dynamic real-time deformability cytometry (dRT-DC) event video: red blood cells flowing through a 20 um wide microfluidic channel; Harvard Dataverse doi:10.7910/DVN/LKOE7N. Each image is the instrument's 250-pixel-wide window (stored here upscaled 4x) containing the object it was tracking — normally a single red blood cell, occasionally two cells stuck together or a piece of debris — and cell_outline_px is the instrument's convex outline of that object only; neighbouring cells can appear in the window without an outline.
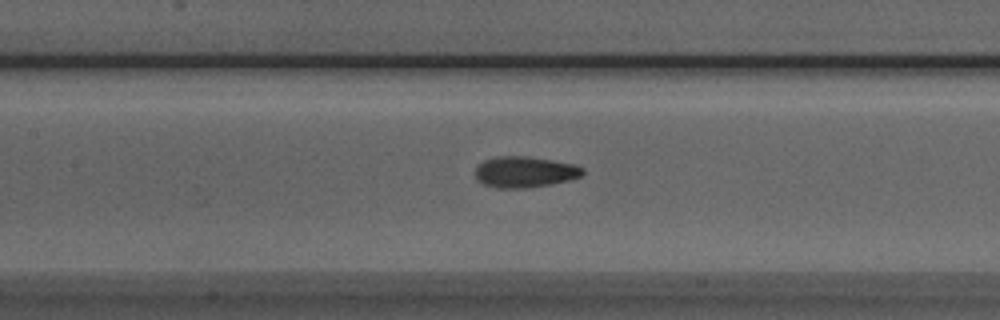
{"species": "Egyptian fruit bat (a non-hibernating species)", "species_latin": "Rousettus aegyptiacus", "temperature_condition": "room temperature", "stored_images_in_passage": 33, "camera_frame_rate_fps": 3000, "um_per_image_px": 0.085, "animal": {"sex": "male"}, "frame": {"image": 1, "passage_image": 11, "time_ms": 3.333, "image_size_px": [1000, 320], "cell_outline_px": [[584, 172], [580, 176], [568, 180], [528, 188], [496, 188], [484, 184], [476, 180], [476, 164], [484, 160], [496, 156], [528, 156], [576, 164], [584, 168]], "centroid_in_image_um": [44.57, 14.6], "position_along_channel_um": 162.8, "area_um2": 19.54}}
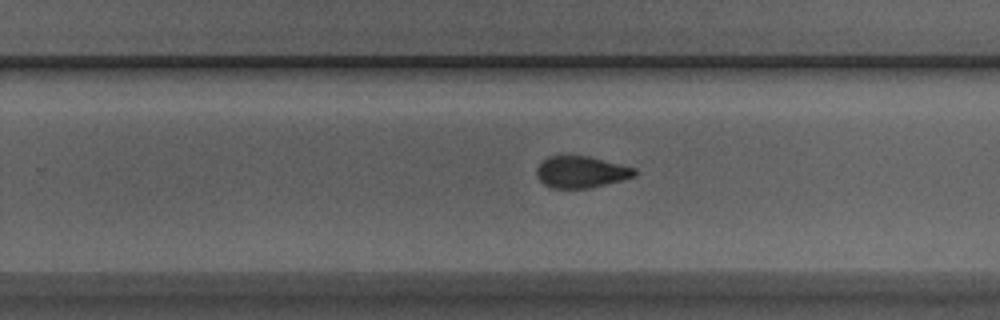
{"frame": {"image": 2, "passage_image": 20, "time_ms": 6.333, "image_size_px": [1000, 320], "cell_outline_px": [[636, 176], [588, 188], [552, 188], [544, 184], [536, 176], [536, 168], [548, 156], [588, 156], [636, 168]], "centroid_in_image_um": [49.37, 14.62], "position_along_channel_um": 280.4, "area_um2": 17.86}}
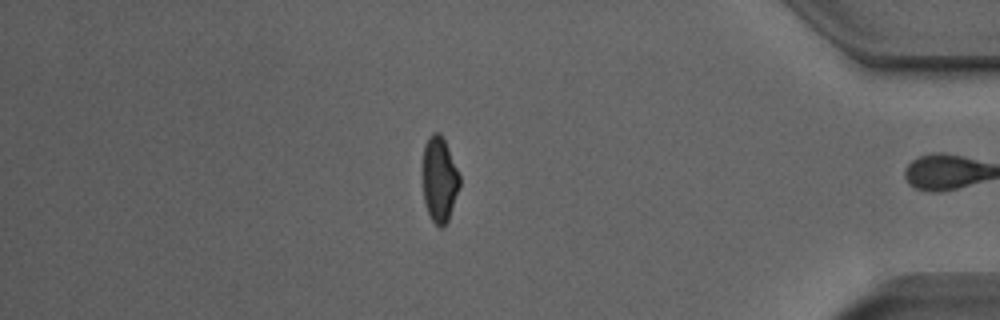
{"frame": {"image": 3, "passage_image": 32, "time_ms": 10.333, "image_size_px": [1000, 320], "cell_outline_px": [[460, 184], [448, 220], [440, 228], [432, 220], [428, 212], [424, 200], [424, 144], [428, 136], [432, 132], [440, 132], [444, 140], [460, 176]], "centroid_in_image_um": [37.35, 15.22], "position_along_channel_um": 397.8, "area_um2": 17.86}, "authors_computed_cell_mechanics": {"area_um2": 19.1896, "velocity_mm_per_s": 3.9303, "shape_relaxation_time_tau1_ms": 4.8565, "shape_relaxation_time_tau2_ms": 1.8647, "deformation_change_tau1": 0.1331, "deformation_change_tau2": 0.0752}}